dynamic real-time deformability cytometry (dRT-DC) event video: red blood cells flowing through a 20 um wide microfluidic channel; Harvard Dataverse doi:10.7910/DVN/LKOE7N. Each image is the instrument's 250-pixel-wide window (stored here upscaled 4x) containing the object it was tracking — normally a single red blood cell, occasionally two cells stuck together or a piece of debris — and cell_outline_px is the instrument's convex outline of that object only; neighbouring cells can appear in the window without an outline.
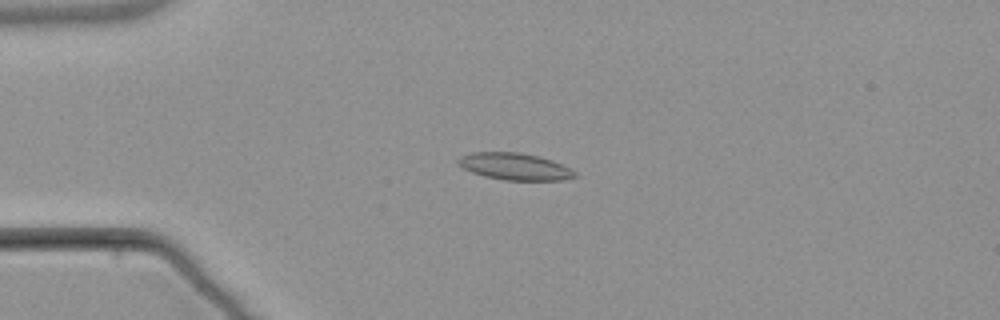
{"species": "common noctule bat (a hibernating species)", "species_latin": "Nyctalus noctula", "temperature_condition": "warm", "stored_images_in_passage": 4, "camera_frame_rate_fps": 3000, "um_per_image_px": 0.085, "animal": {"sex": "male", "body_mass_g": 21.5, "forearm_length_mm": 52.0}, "frame": {"image": 1, "passage_image": 2, "time_ms": 1.333, "image_size_px": [1000, 320], "cell_outline_px": [[576, 176], [560, 180], [504, 180], [484, 176], [472, 172], [456, 164], [456, 160], [460, 156], [472, 152], [520, 152], [540, 156], [552, 160], [576, 172]], "centroid_in_image_um": [43.7, 14.14], "position_along_channel_um": 41.3, "area_um2": 18.26}}
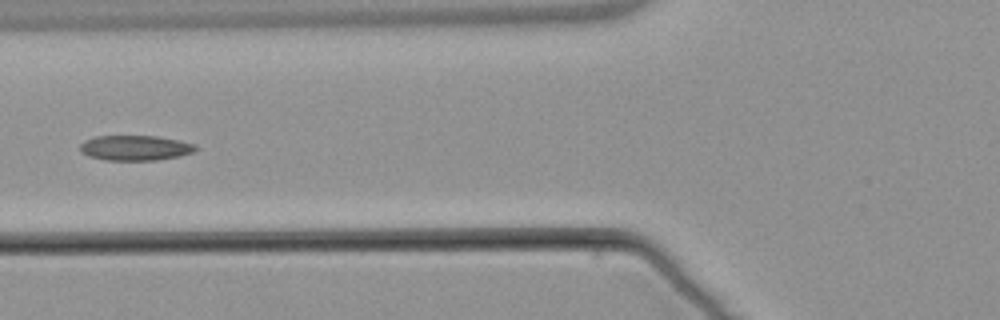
{"frame": {"image": 2, "passage_image": 4, "time_ms": 4.0, "image_size_px": [1000, 320], "cell_outline_px": [[196, 148], [192, 152], [180, 156], [156, 160], [104, 160], [88, 156], [80, 152], [80, 144], [84, 140], [96, 136], [156, 136], [196, 144]], "centroid_in_image_um": [11.44, 12.57], "position_along_channel_um": 114.4, "area_um2": 16.88}}